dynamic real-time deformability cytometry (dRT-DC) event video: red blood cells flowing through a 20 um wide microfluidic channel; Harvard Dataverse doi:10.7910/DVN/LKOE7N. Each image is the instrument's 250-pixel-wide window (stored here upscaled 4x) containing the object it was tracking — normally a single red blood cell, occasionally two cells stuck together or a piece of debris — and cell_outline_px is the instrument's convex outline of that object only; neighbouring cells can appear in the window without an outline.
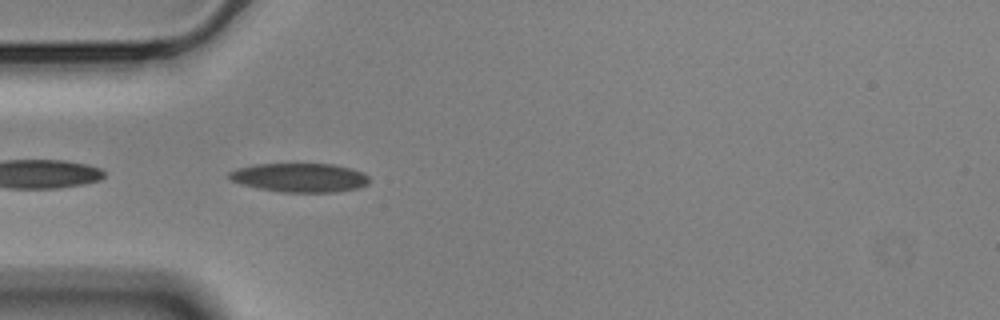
{"species": "Egyptian fruit bat (a non-hibernating species)", "species_latin": "Rousettus aegyptiacus", "temperature_condition": "cold", "stored_images_in_passage": 9, "camera_frame_rate_fps": 3000, "um_per_image_px": 0.085, "animal": {"sex": "male"}, "frame": {"image": 1, "passage_image": 1, "time_ms": 0.0, "image_size_px": [1000, 320], "cell_outline_px": [[368, 184], [360, 188], [336, 192], [280, 192], [240, 184], [232, 180], [228, 176], [228, 172], [236, 168], [256, 164], [332, 164], [352, 168], [364, 172], [368, 176]], "centroid_in_image_um": [25.5, 15.09], "position_along_channel_um": 59.5, "area_um2": 23.76}}